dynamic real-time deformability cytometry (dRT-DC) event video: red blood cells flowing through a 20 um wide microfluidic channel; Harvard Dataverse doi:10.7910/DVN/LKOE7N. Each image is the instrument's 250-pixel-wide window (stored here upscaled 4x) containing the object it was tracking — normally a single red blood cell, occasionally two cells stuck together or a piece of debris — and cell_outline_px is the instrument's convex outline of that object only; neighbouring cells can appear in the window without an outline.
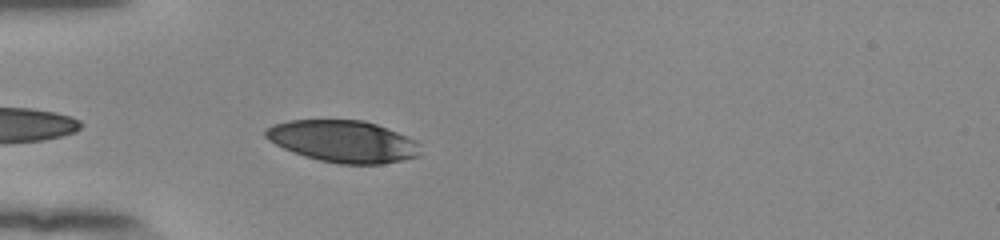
{"species": "human", "species_latin": "Homo sapiens", "temperature_condition": "room temperature", "stored_images_in_passage": 16, "camera_frame_rate_fps": 3000, "um_per_image_px": 0.085, "donor": {"sex": "female"}, "frame": {"image": 1, "passage_image": 2, "time_ms": 0.333, "image_size_px": [1000, 240], "cell_outline_px": [[420, 156], [380, 164], [340, 164], [320, 160], [304, 156], [292, 152], [268, 140], [264, 136], [264, 128], [272, 124], [288, 120], [364, 120], [376, 124], [416, 140], [420, 144]], "centroid_in_image_um": [29.13, 12.01], "position_along_channel_um": 55.9, "area_um2": 37.86}}
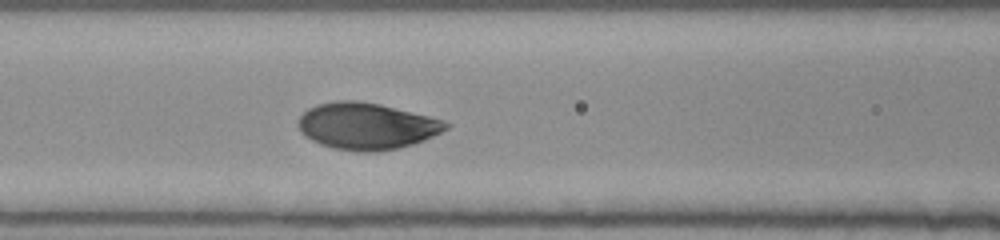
{"frame": {"image": 2, "passage_image": 9, "time_ms": 2.667, "image_size_px": [1000, 240], "cell_outline_px": [[452, 124], [448, 128], [424, 140], [412, 144], [396, 148], [376, 152], [360, 152], [332, 148], [320, 144], [304, 136], [300, 132], [296, 124], [296, 120], [308, 108], [316, 104], [336, 100], [352, 100], [380, 104], [444, 120]], "centroid_in_image_um": [31.11, 10.71], "position_along_channel_um": 135.5, "area_um2": 40.29}}
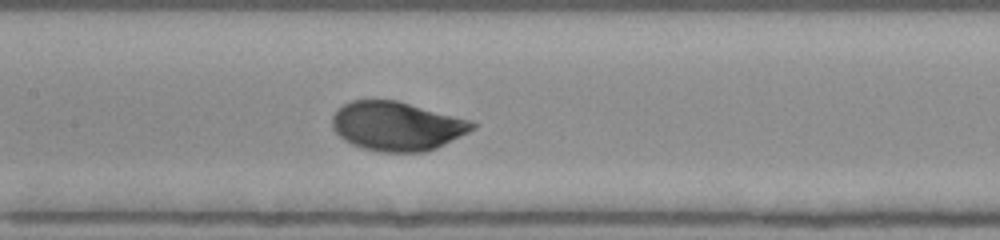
{"frame": {"image": 3, "passage_image": 12, "time_ms": 3.667, "image_size_px": [1000, 240], "cell_outline_px": [[480, 124], [476, 128], [436, 148], [424, 152], [380, 152], [364, 148], [352, 144], [344, 140], [332, 128], [332, 116], [336, 108], [352, 100], [396, 100], [472, 120]], "centroid_in_image_um": [33.74, 10.71], "position_along_channel_um": 173.7, "area_um2": 40.17}}